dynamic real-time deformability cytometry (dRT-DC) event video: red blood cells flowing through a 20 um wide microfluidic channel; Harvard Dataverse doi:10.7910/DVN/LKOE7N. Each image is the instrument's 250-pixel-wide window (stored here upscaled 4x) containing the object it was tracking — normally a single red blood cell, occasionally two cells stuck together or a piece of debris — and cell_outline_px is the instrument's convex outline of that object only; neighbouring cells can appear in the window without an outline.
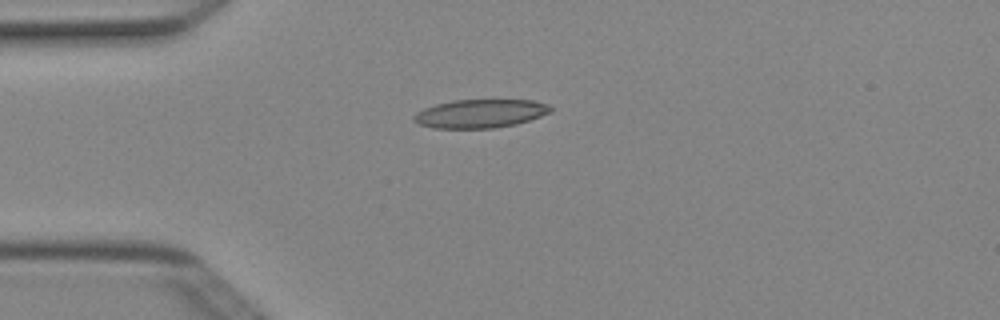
{"species": "Egyptian fruit bat (a non-hibernating species)", "species_latin": "Rousettus aegyptiacus", "temperature_condition": "cold", "stored_images_in_passage": 4, "camera_frame_rate_fps": 3000, "um_per_image_px": 0.085, "animal": {"sex": "female"}, "frame": {"image": 1, "passage_image": 3, "time_ms": 0.667, "image_size_px": [1000, 320], "cell_outline_px": [[552, 112], [516, 124], [492, 128], [432, 128], [420, 124], [412, 120], [412, 116], [416, 112], [424, 108], [436, 104], [452, 100], [532, 100], [548, 104], [552, 108]], "centroid_in_image_um": [40.8, 9.65], "position_along_channel_um": 44.2, "area_um2": 22.72}}